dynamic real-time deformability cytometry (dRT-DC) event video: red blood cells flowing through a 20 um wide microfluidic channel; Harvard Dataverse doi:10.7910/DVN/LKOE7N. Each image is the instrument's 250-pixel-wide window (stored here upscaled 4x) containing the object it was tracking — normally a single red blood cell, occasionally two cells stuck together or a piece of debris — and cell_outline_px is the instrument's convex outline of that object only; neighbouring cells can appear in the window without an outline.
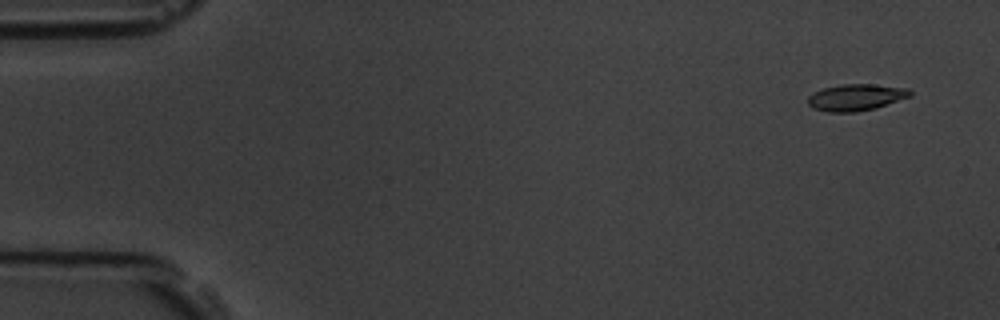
{"species": "common noctule bat (a hibernating species)", "species_latin": "Nyctalus noctula", "temperature_condition": "room temperature", "stored_images_in_passage": 4, "camera_frame_rate_fps": 3000, "um_per_image_px": 0.085, "animal": {"sex": "male", "body_mass_g": 19.5, "forearm_length_mm": 54.6}, "frame": {"image": 1, "passage_image": 1, "time_ms": 0.0, "image_size_px": [1000, 320], "cell_outline_px": [[912, 96], [876, 108], [856, 112], [828, 112], [812, 108], [808, 104], [808, 96], [812, 92], [824, 88], [840, 84], [872, 84], [908, 88], [912, 92]], "centroid_in_image_um": [72.75, 8.27], "position_along_channel_um": 12.2, "area_um2": 16.01}}